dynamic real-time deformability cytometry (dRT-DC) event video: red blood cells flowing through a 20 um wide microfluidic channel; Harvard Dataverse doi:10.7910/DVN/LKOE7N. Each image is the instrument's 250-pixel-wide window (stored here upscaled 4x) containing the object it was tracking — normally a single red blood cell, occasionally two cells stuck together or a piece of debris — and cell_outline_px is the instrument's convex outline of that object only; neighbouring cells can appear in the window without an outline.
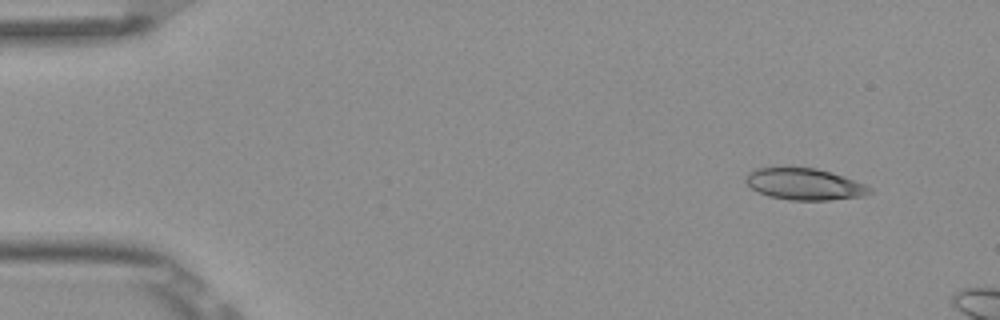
{"species": "Egyptian fruit bat (a non-hibernating species)", "species_latin": "Rousettus aegyptiacus", "temperature_condition": "room temperature", "stored_images_in_passage": 3, "camera_frame_rate_fps": 3000, "um_per_image_px": 0.085, "frame": {"image": 1, "passage_image": 1, "time_ms": 0.0, "image_size_px": [1000, 320], "cell_outline_px": [[872, 192], [864, 196], [828, 200], [792, 200], [768, 196], [752, 188], [744, 180], [748, 172], [756, 168], [816, 168], [832, 172], [844, 176], [864, 184], [872, 188]], "centroid_in_image_um": [68.4, 15.65], "position_along_channel_um": 16.6, "area_um2": 22.66}}